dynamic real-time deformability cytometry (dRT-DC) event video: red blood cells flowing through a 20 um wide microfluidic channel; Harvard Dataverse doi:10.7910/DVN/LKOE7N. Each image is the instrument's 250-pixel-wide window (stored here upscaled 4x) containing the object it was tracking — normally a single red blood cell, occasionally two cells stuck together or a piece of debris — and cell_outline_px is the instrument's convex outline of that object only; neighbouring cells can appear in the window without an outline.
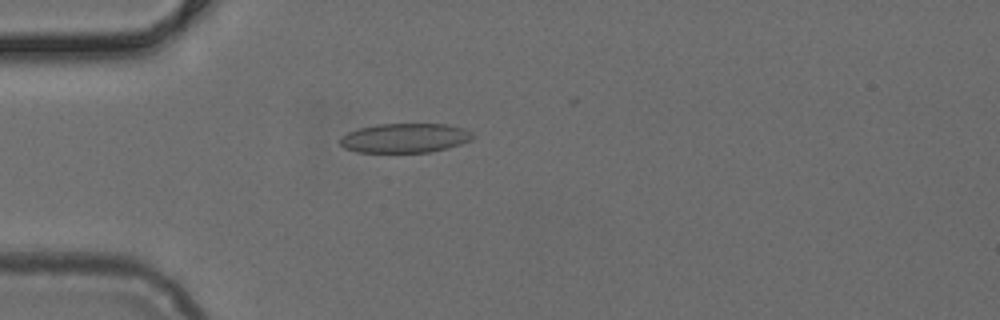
{"species": "common noctule bat (a hibernating species)", "species_latin": "Nyctalus noctula", "temperature_condition": "cold", "stored_images_in_passage": 49, "camera_frame_rate_fps": 3000, "um_per_image_px": 0.085, "animal": {"sex": "female", "body_mass_g": 24.6, "forearm_length_mm": 56.2}, "frame": {"image": 1, "passage_image": 14, "time_ms": 4.333, "image_size_px": [1000, 320], "cell_outline_px": [[476, 136], [472, 140], [448, 148], [432, 152], [356, 152], [344, 148], [340, 144], [340, 136], [348, 132], [360, 128], [376, 124], [448, 124], [464, 128], [472, 132]], "centroid_in_image_um": [34.44, 11.73], "position_along_channel_um": 50.6, "area_um2": 22.95}}
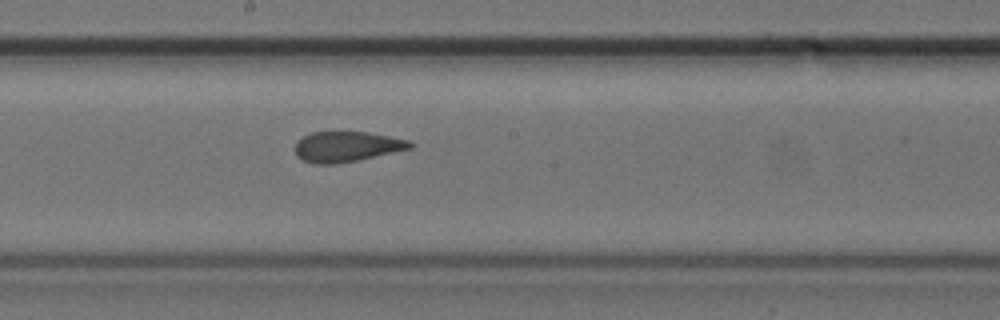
{"frame": {"image": 2, "passage_image": 27, "time_ms": 8.667, "image_size_px": [1000, 320], "cell_outline_px": [[416, 144], [412, 148], [356, 160], [336, 164], [312, 164], [296, 156], [296, 140], [312, 132], [368, 132], [408, 140]], "centroid_in_image_um": [29.46, 12.46], "position_along_channel_um": 218.7, "area_um2": 20.23}}
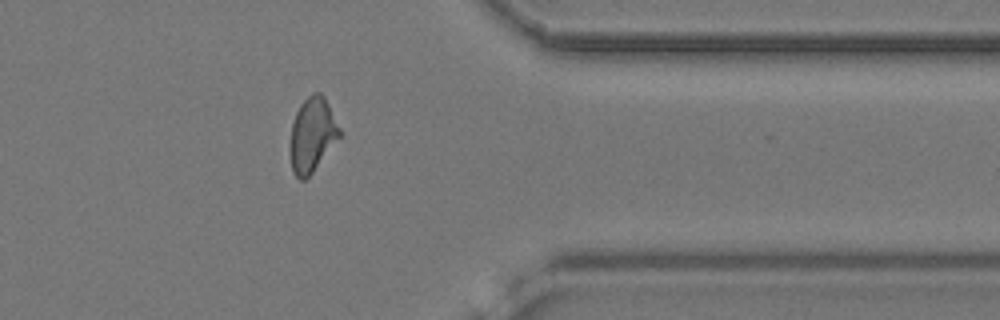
{"frame": {"image": 3, "passage_image": 40, "time_ms": 13.0, "image_size_px": [1000, 320], "cell_outline_px": [[344, 132], [312, 172], [304, 180], [300, 180], [292, 172], [288, 152], [292, 124], [296, 112], [300, 104], [312, 92], [320, 92], [324, 96]], "centroid_in_image_um": [26.54, 11.45], "position_along_channel_um": 384.9, "area_um2": 21.85}}